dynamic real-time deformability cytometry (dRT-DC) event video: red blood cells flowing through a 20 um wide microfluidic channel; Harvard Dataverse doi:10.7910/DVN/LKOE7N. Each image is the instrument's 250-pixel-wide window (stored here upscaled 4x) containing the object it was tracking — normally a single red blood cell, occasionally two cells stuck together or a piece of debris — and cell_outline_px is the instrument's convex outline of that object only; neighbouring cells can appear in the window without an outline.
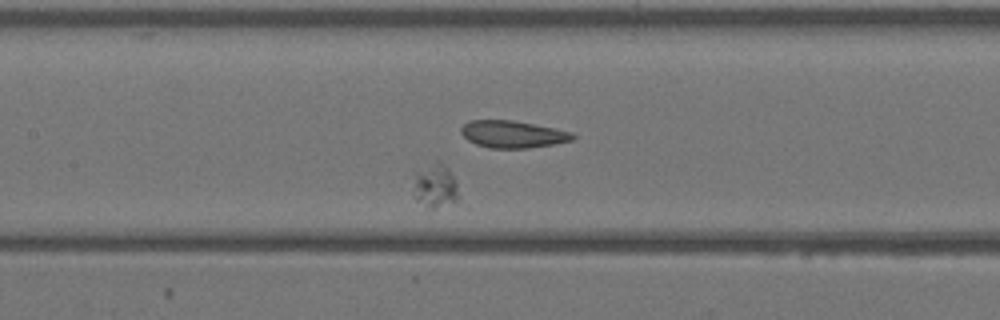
{"species": "Egyptian fruit bat (a non-hibernating species)", "species_latin": "Rousettus aegyptiacus", "temperature_condition": "warm", "stored_images_in_passage": 45, "camera_frame_rate_fps": 3000, "um_per_image_px": 0.085, "animal": {"sex": "female"}, "frame": {"image": 1, "passage_image": 20, "time_ms": 6.333, "image_size_px": [1000, 320], "cell_outline_px": [[456, 200], [432, 208], [428, 208], [416, 200], [416, 172], [436, 160], [440, 160], [448, 168], [456, 180]], "centroid_in_image_um": [37.01, 15.74], "position_along_channel_um": 170.4, "area_um2": 10.92}}
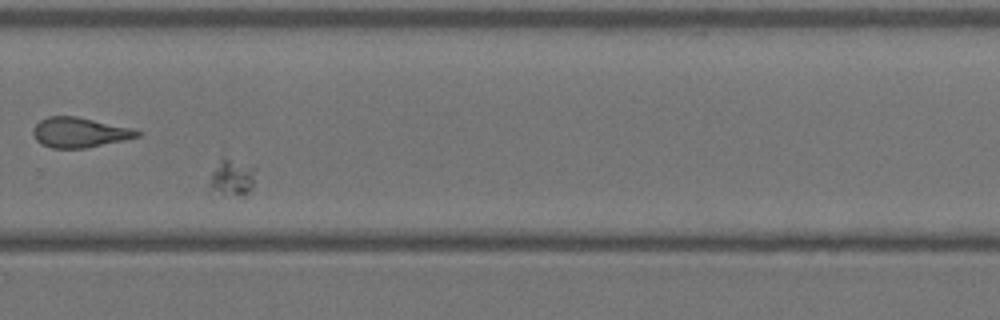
{"frame": {"image": 2, "passage_image": 30, "time_ms": 9.667, "image_size_px": [1000, 320], "cell_outline_px": [[256, 168], [252, 184], [248, 192], [244, 196], [208, 196], [208, 184], [212, 172], [224, 148], [256, 164]], "centroid_in_image_um": [19.67, 14.94], "position_along_channel_um": 310.1, "area_um2": 12.02}}
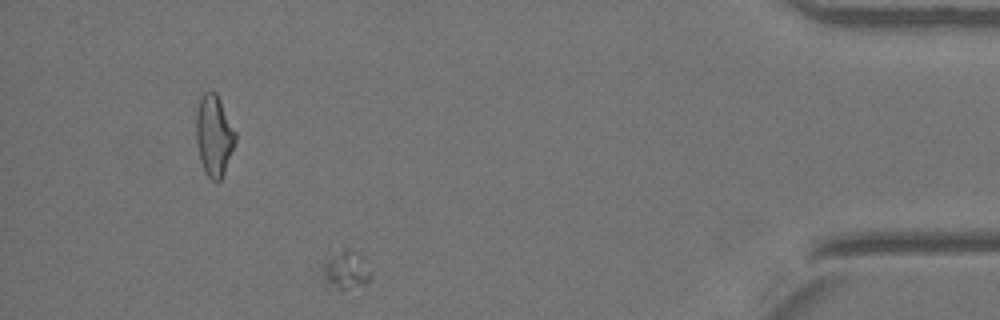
{"frame": {"image": 3, "passage_image": 40, "time_ms": 13.0, "image_size_px": [1000, 320], "cell_outline_px": [[372, 276], [364, 284], [340, 292], [324, 288], [320, 268], [320, 264], [344, 248], [348, 248], [356, 252], [360, 256]], "centroid_in_image_um": [29.26, 23.05], "position_along_channel_um": 405.9, "area_um2": 11.27}}